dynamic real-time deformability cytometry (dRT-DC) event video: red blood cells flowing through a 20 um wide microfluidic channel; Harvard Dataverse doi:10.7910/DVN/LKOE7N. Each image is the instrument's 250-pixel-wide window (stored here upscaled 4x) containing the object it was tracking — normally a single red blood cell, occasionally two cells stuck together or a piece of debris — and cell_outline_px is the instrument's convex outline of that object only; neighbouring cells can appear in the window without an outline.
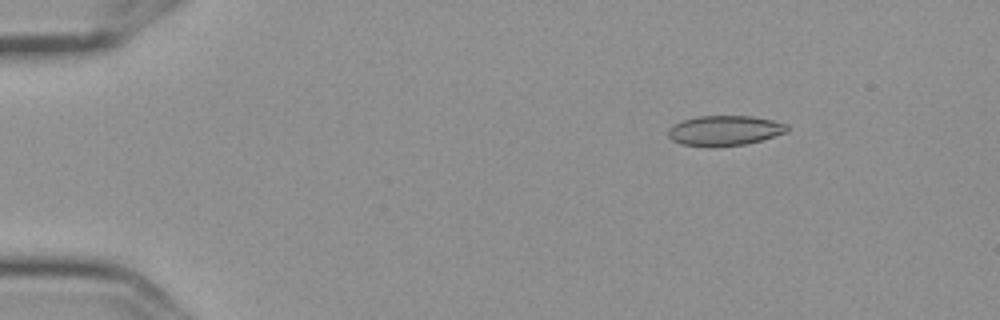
{"species": "Egyptian fruit bat (a non-hibernating species)", "species_latin": "Rousettus aegyptiacus", "temperature_condition": "cold", "stored_images_in_passage": 11, "camera_frame_rate_fps": 3000, "um_per_image_px": 0.085, "frame": {"image": 1, "passage_image": 2, "time_ms": 0.333, "image_size_px": [1000, 320], "cell_outline_px": [[788, 132], [764, 140], [744, 144], [712, 148], [708, 148], [680, 144], [672, 140], [668, 136], [668, 128], [672, 124], [680, 120], [696, 116], [752, 116], [772, 120], [788, 124]], "centroid_in_image_um": [61.56, 11.11], "position_along_channel_um": 23.4, "area_um2": 21.44}}
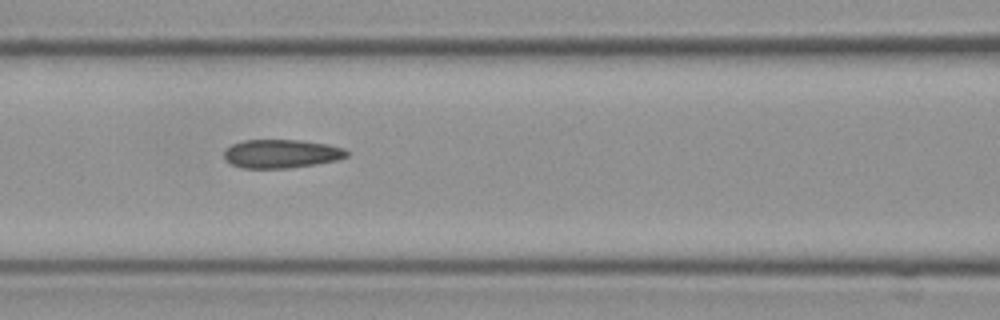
{"frame": {"image": 2, "passage_image": 7, "time_ms": 2.0, "image_size_px": [1000, 320], "cell_outline_px": [[348, 156], [336, 160], [316, 164], [288, 168], [244, 168], [232, 164], [224, 156], [224, 148], [232, 144], [244, 140], [300, 140], [328, 144], [344, 148], [348, 152]], "centroid_in_image_um": [23.92, 13.06], "position_along_channel_um": 142.7, "area_um2": 20.4}}
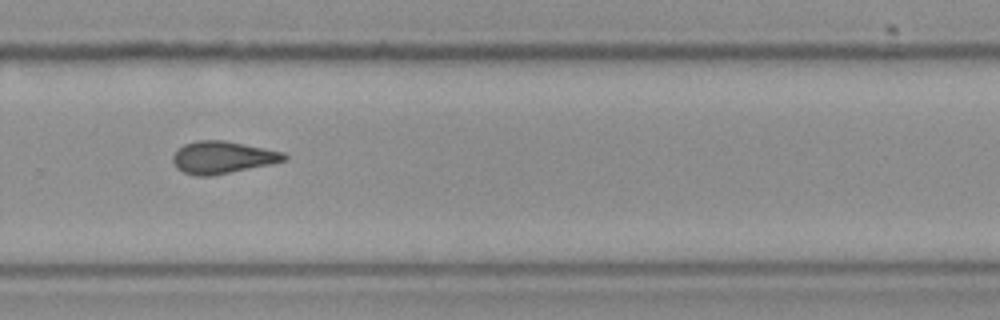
{"frame": {"image": 3, "passage_image": 11, "time_ms": 3.333, "image_size_px": [1000, 320], "cell_outline_px": [[288, 156], [284, 160], [268, 164], [212, 176], [196, 176], [184, 172], [176, 168], [172, 160], [172, 156], [184, 144], [196, 140], [224, 140], [284, 152]], "centroid_in_image_um": [18.87, 13.37], "position_along_channel_um": 310.9, "area_um2": 20.69}}